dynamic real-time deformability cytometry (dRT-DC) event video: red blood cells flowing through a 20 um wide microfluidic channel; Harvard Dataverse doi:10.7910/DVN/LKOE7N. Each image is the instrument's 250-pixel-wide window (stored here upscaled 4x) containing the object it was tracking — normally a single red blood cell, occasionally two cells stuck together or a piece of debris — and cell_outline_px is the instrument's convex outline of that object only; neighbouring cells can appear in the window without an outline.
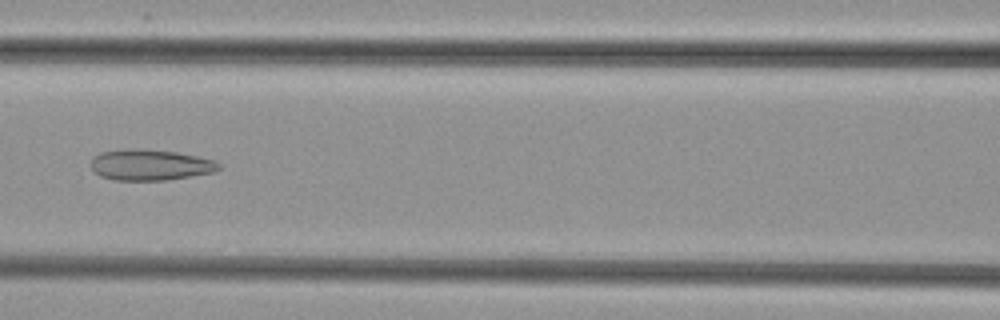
{"species": "common noctule bat (a hibernating species)", "species_latin": "Nyctalus noctula", "temperature_condition": "cold", "stored_images_in_passage": 48, "camera_frame_rate_fps": 3000, "um_per_image_px": 0.085, "animal": {"sex": "female", "body_mass_g": 29.2, "forearm_length_mm": 56.3}, "frame": {"image": 1, "passage_image": 20, "time_ms": 6.333, "image_size_px": [1000, 320], "cell_outline_px": [[220, 168], [212, 172], [168, 180], [112, 180], [100, 176], [92, 168], [92, 156], [100, 152], [176, 152], [216, 160], [220, 164]], "centroid_in_image_um": [12.81, 14.07], "position_along_channel_um": 153.8, "area_um2": 21.85}}
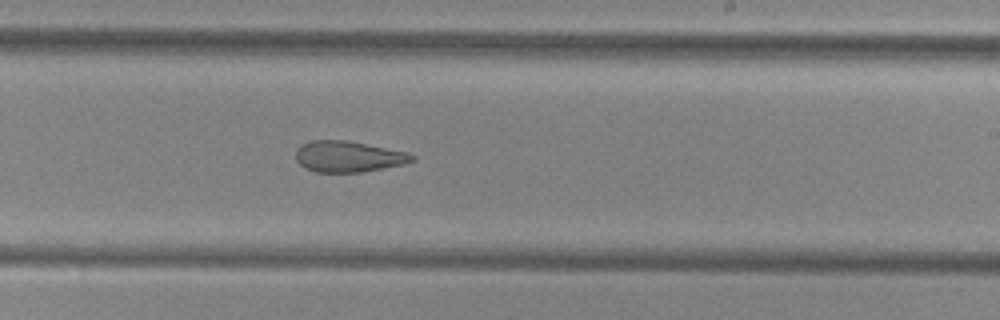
{"frame": {"image": 2, "passage_image": 28, "time_ms": 9.0, "image_size_px": [1000, 320], "cell_outline_px": [[416, 160], [408, 164], [360, 172], [316, 172], [304, 168], [296, 160], [296, 148], [300, 144], [308, 140], [344, 140], [408, 152], [416, 156]], "centroid_in_image_um": [29.61, 13.31], "position_along_channel_um": 259.4, "area_um2": 21.27}}
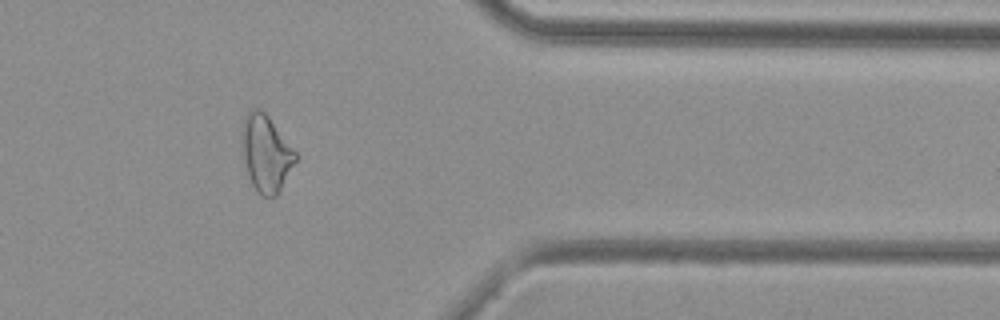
{"frame": {"image": 3, "passage_image": 39, "time_ms": 12.667, "image_size_px": [1000, 320], "cell_outline_px": [[300, 156], [276, 196], [264, 196], [256, 192], [248, 176], [240, 148], [240, 132], [244, 116], [252, 108], [260, 108], [268, 116]], "centroid_in_image_um": [22.58, 13.01], "position_along_channel_um": 388.8, "area_um2": 24.51}}